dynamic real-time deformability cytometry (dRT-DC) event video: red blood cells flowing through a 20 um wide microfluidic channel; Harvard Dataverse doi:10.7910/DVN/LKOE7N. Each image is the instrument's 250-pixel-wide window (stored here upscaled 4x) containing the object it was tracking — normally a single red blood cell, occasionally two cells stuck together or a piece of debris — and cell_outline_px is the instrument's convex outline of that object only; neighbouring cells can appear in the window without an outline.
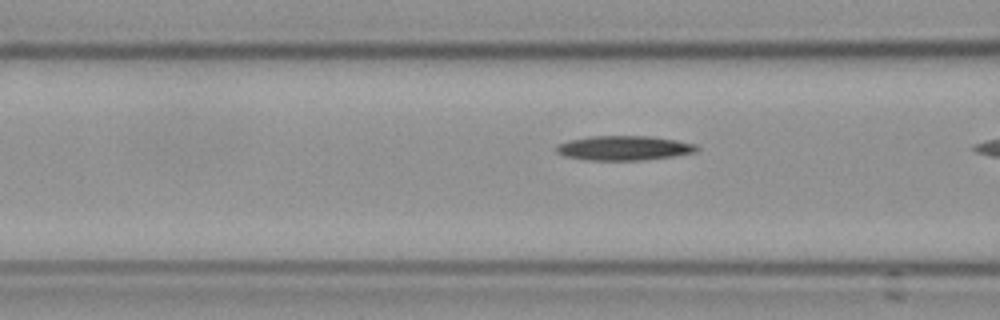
{"species": "Egyptian fruit bat (a non-hibernating species)", "species_latin": "Rousettus aegyptiacus", "temperature_condition": "cold", "stored_images_in_passage": 7, "camera_frame_rate_fps": 3000, "um_per_image_px": 0.085, "frame": {"image": 1, "passage_image": 6, "time_ms": 1.667, "image_size_px": [1000, 320], "cell_outline_px": [[700, 148], [696, 152], [672, 156], [644, 160], [584, 160], [564, 156], [556, 152], [556, 144], [568, 140], [592, 136], [652, 136], [676, 140], [696, 144]], "centroid_in_image_um": [53.02, 12.58], "position_along_channel_um": 113.6, "area_um2": 20.23}}